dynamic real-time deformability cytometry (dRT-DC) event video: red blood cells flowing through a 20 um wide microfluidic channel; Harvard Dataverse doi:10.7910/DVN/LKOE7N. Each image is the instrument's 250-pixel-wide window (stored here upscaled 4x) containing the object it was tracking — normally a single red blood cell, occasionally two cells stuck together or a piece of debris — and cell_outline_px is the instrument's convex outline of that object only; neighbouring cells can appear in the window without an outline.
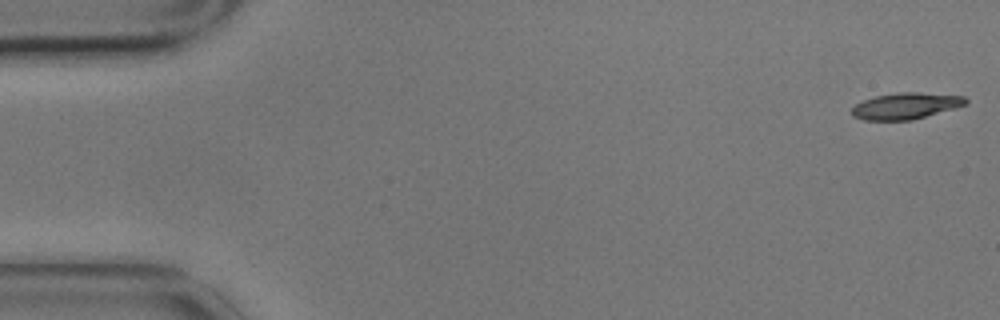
{"species": "common noctule bat (a hibernating species)", "species_latin": "Nyctalus noctula", "temperature_condition": "cold", "stored_images_in_passage": 4, "camera_frame_rate_fps": 3000, "um_per_image_px": 0.085, "animal": {"sex": "male", "body_mass_g": 17.9}, "frame": {"image": 1, "passage_image": 1, "time_ms": 0.0, "image_size_px": [1000, 320], "cell_outline_px": [[968, 104], [956, 108], [912, 120], [864, 120], [852, 116], [852, 108], [856, 104], [864, 100], [876, 96], [900, 92], [916, 92], [964, 96], [968, 100]], "centroid_in_image_um": [77.02, 9.01], "position_along_channel_um": 8.0, "area_um2": 17.46}}
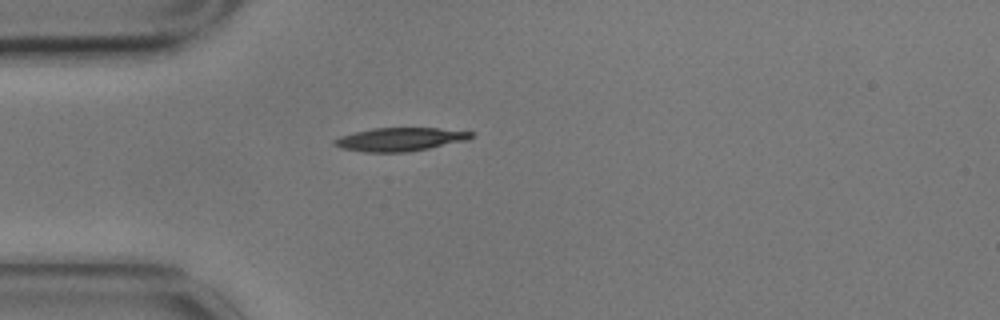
{"frame": {"image": 2, "passage_image": 4, "time_ms": 1.0, "image_size_px": [1000, 320], "cell_outline_px": [[476, 136], [468, 140], [408, 152], [364, 152], [340, 148], [332, 144], [332, 140], [340, 136], [372, 128], [440, 128], [476, 132]], "centroid_in_image_um": [34.03, 11.84], "position_along_channel_um": 51.0, "area_um2": 18.84}}